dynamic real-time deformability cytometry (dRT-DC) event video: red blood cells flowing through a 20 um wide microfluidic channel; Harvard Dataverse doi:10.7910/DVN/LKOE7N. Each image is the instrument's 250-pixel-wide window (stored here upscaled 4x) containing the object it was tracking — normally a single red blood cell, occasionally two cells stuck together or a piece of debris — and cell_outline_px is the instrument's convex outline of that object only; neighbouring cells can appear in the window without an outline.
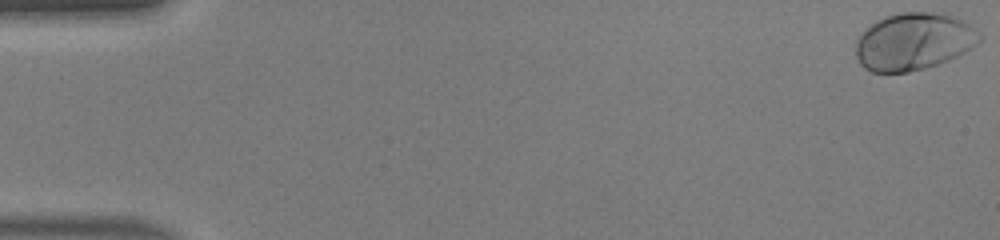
{"species": "human", "species_latin": "Homo sapiens", "temperature_condition": "warm", "stored_images_in_passage": 50, "camera_frame_rate_fps": 3000, "um_per_image_px": 0.085, "donor": {"sex": "male"}, "frame": {"image": 1, "passage_image": 1, "time_ms": 0.0, "image_size_px": [1000, 240], "cell_outline_px": [[984, 36], [972, 48], [948, 60], [924, 68], [908, 72], [872, 72], [864, 68], [860, 64], [856, 56], [856, 36], [864, 28], [876, 20], [884, 16], [900, 12], [928, 12], [948, 16], [960, 20], [968, 24], [980, 32]], "centroid_in_image_um": [77.61, 3.53], "position_along_channel_um": 7.4, "area_um2": 41.33}}
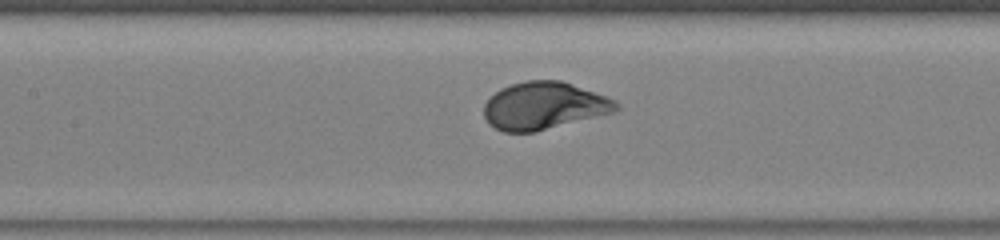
{"frame": {"image": 2, "passage_image": 24, "time_ms": 7.667, "image_size_px": [1000, 240], "cell_outline_px": [[620, 108], [612, 112], [532, 132], [504, 132], [488, 124], [484, 116], [484, 104], [488, 96], [500, 88], [512, 84], [528, 80], [560, 80], [616, 100], [620, 104]], "centroid_in_image_um": [46.17, 8.98], "position_along_channel_um": 161.2, "area_um2": 36.18}}
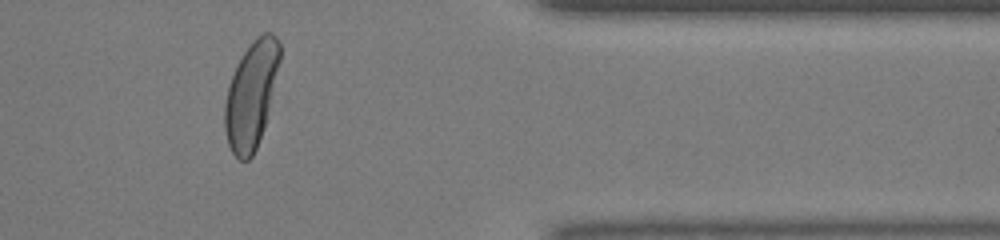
{"frame": {"image": 3, "passage_image": 42, "time_ms": 13.667, "image_size_px": [1000, 240], "cell_outline_px": [[280, 60], [264, 124], [256, 148], [252, 156], [248, 160], [240, 160], [232, 152], [228, 144], [224, 128], [224, 104], [228, 84], [244, 52], [252, 40], [256, 36], [264, 32], [272, 32], [276, 36], [280, 44]], "centroid_in_image_um": [21.33, 8.04], "position_along_channel_um": 390.1, "area_um2": 33.64}, "authors_computed_cell_mechanics": {"area_um2": 37.4833, "velocity_mm_per_s": 4.1324, "shape_relaxation_time_tau1_ms": 2.1308, "shape_relaxation_time_tau2_ms": null, "deformation_change_tau1": 0.1731, "deformation_change_tau2": null}}